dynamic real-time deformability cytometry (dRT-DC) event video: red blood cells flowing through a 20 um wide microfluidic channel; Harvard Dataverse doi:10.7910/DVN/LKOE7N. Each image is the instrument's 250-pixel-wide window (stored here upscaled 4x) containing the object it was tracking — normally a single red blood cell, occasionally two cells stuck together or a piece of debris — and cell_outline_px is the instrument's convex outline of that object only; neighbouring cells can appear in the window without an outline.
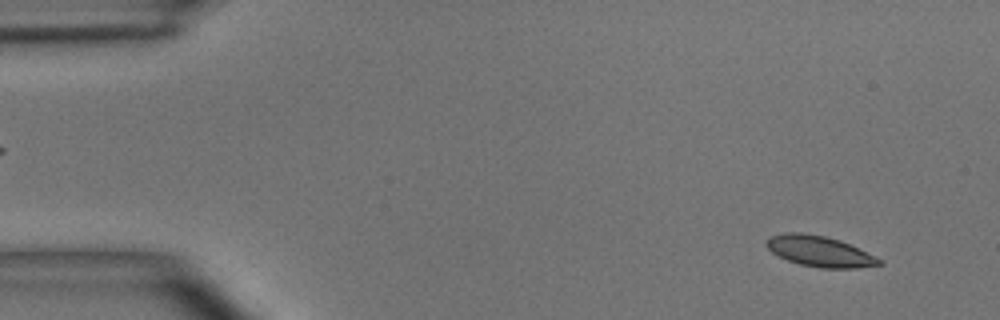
{"species": "common noctule bat (a hibernating species)", "species_latin": "Nyctalus noctula", "temperature_condition": "room temperature", "stored_images_in_passage": 14, "camera_frame_rate_fps": 3000, "um_per_image_px": 0.085, "animal": {"sex": "male", "body_mass_g": 15.6}, "frame": {"image": 1, "passage_image": 3, "time_ms": 0.667, "image_size_px": [1000, 320], "cell_outline_px": [[884, 264], [856, 268], [820, 268], [800, 264], [788, 260], [772, 252], [764, 244], [768, 236], [784, 232], [800, 232], [824, 236], [840, 240], [884, 260]], "centroid_in_image_um": [69.66, 21.35], "position_along_channel_um": 15.3, "area_um2": 20.23}}